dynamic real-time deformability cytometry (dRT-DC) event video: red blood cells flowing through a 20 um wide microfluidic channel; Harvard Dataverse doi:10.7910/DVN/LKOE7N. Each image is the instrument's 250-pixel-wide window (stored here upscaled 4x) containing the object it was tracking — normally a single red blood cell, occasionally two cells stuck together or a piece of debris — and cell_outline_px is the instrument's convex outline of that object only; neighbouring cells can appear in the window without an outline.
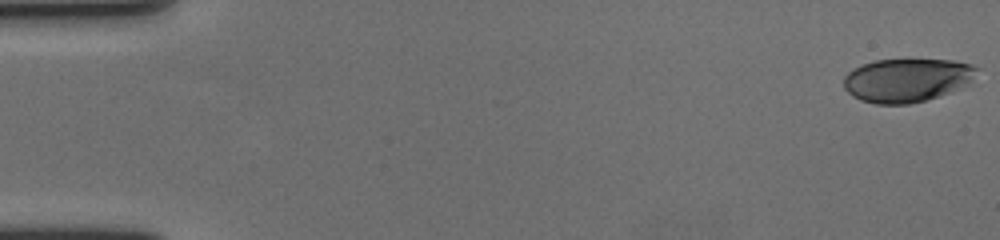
{"species": "human", "species_latin": "Homo sapiens", "temperature_condition": "cold", "stored_images_in_passage": 59, "camera_frame_rate_fps": 3000, "um_per_image_px": 0.085, "donor": {"sex": "female"}, "frame": {"image": 1, "passage_image": 1, "time_ms": 0.0, "image_size_px": [1000, 240], "cell_outline_px": [[980, 68], [968, 84], [964, 88], [952, 92], [924, 100], [908, 104], [876, 104], [860, 100], [852, 96], [844, 88], [844, 76], [852, 68], [876, 60], [952, 60], [972, 64]], "centroid_in_image_um": [77.11, 6.81], "position_along_channel_um": 7.9, "area_um2": 33.93}}
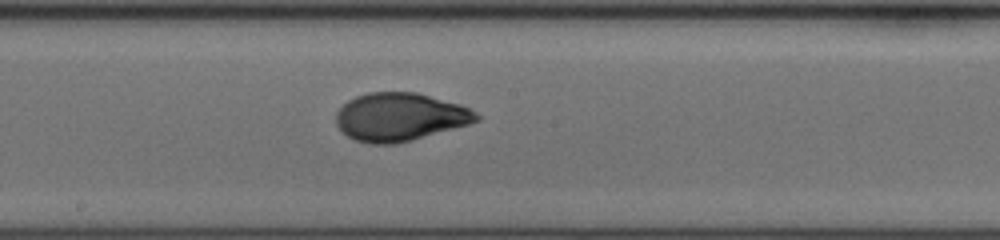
{"frame": {"image": 2, "passage_image": 33, "time_ms": 10.667, "image_size_px": [1000, 240], "cell_outline_px": [[480, 120], [468, 124], [412, 140], [396, 144], [368, 144], [356, 140], [348, 136], [336, 124], [336, 112], [348, 100], [356, 96], [368, 92], [416, 92], [460, 104], [476, 112], [480, 116]], "centroid_in_image_um": [33.98, 9.94], "position_along_channel_um": 214.2, "area_um2": 39.25}}
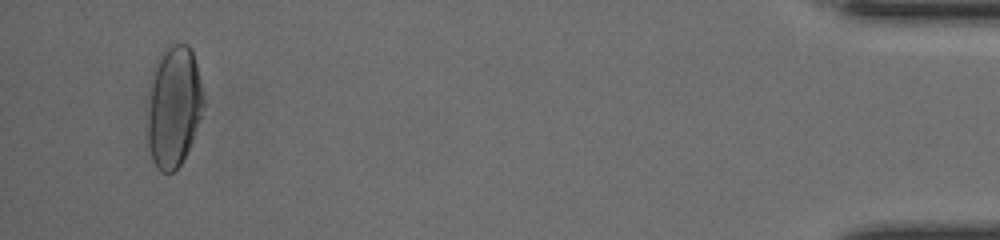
{"frame": {"image": 3, "passage_image": 57, "time_ms": 18.667, "image_size_px": [1000, 240], "cell_outline_px": [[204, 104], [200, 120], [192, 140], [180, 164], [172, 172], [160, 172], [156, 168], [152, 160], [148, 144], [148, 112], [152, 72], [156, 60], [160, 52], [172, 44], [188, 44], [192, 48], [200, 80], [204, 100]], "centroid_in_image_um": [14.76, 9.03], "position_along_channel_um": 420.4, "area_um2": 39.54}, "authors_computed_cell_mechanics": {"area_um2": 37.7434, "velocity_mm_per_s": 3.5441, "shape_relaxation_time_tau1_ms": 5.1629, "shape_relaxation_time_tau2_ms": 1.138, "deformation_change_tau1": 0.1953, "deformation_change_tau2": 0.0572}}